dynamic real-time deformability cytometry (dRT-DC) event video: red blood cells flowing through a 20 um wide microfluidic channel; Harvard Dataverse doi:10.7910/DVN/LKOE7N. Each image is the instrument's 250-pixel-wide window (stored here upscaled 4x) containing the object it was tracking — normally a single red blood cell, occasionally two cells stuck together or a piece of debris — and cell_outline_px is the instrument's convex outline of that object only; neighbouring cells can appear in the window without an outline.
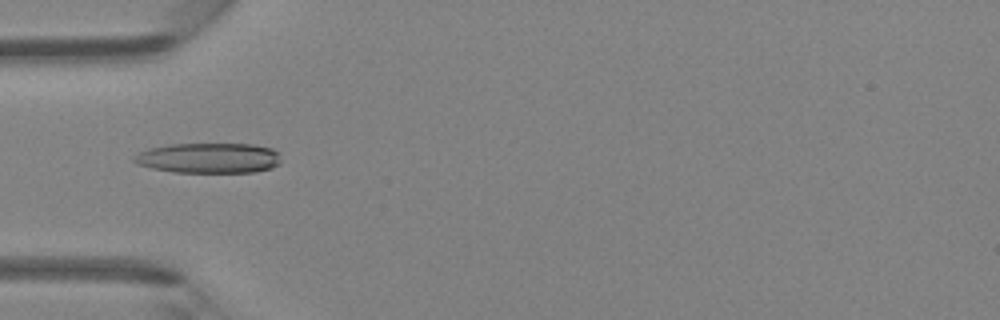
{"species": "Egyptian fruit bat (a non-hibernating species)", "species_latin": "Rousettus aegyptiacus", "temperature_condition": "room temperature", "stored_images_in_passage": 42, "camera_frame_rate_fps": 3000, "um_per_image_px": 0.085, "animal": {"sex": "female"}, "frame": {"image": 1, "passage_image": 11, "time_ms": 3.333, "image_size_px": [1000, 320], "cell_outline_px": [[280, 164], [272, 168], [256, 172], [172, 172], [152, 168], [136, 164], [132, 160], [132, 156], [148, 148], [172, 144], [252, 144], [272, 148], [280, 152]], "centroid_in_image_um": [17.76, 13.43], "position_along_channel_um": 67.2, "area_um2": 26.18}}
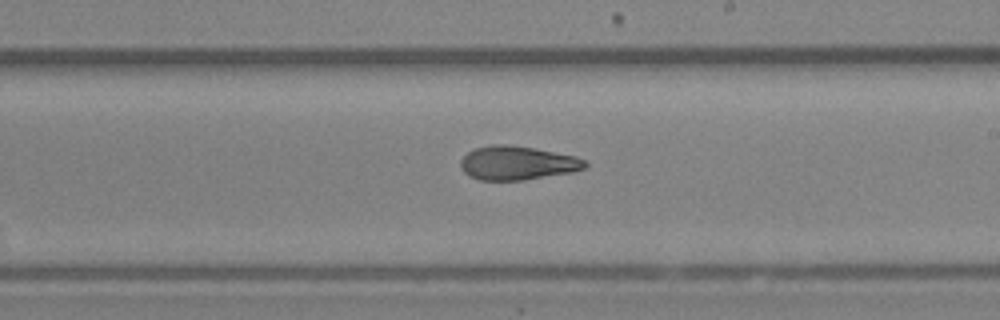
{"frame": {"image": 2, "passage_image": 23, "time_ms": 7.333, "image_size_px": [1000, 320], "cell_outline_px": [[588, 164], [584, 168], [572, 172], [524, 180], [480, 180], [468, 176], [464, 172], [460, 164], [460, 160], [468, 152], [476, 148], [496, 144], [508, 144], [532, 148], [576, 156], [584, 160]], "centroid_in_image_um": [43.96, 13.86], "position_along_channel_um": 245.0, "area_um2": 24.39}}
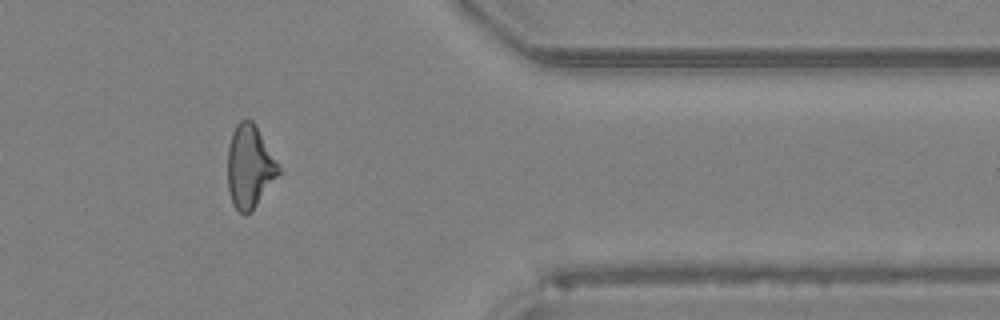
{"frame": {"image": 3, "passage_image": 34, "time_ms": 11.0, "image_size_px": [1000, 320], "cell_outline_px": [[280, 172], [252, 212], [244, 216], [232, 204], [228, 188], [228, 148], [232, 132], [236, 124], [240, 120], [252, 120], [280, 164]], "centroid_in_image_um": [21.22, 14.18], "position_along_channel_um": 390.2, "area_um2": 24.68}}